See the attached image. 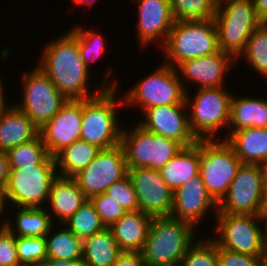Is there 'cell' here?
Segmentation results:
<instances>
[{
  "label": "cell",
  "mask_w": 267,
  "mask_h": 266,
  "mask_svg": "<svg viewBox=\"0 0 267 266\" xmlns=\"http://www.w3.org/2000/svg\"><path fill=\"white\" fill-rule=\"evenodd\" d=\"M128 90L122 95L124 106L132 105L133 108L139 105L142 108L141 113L150 107L186 104V90L176 68L164 62Z\"/></svg>",
  "instance_id": "9c48e42d"
},
{
  "label": "cell",
  "mask_w": 267,
  "mask_h": 266,
  "mask_svg": "<svg viewBox=\"0 0 267 266\" xmlns=\"http://www.w3.org/2000/svg\"><path fill=\"white\" fill-rule=\"evenodd\" d=\"M39 128L13 103L0 114V151L9 149L34 139Z\"/></svg>",
  "instance_id": "603a6c76"
},
{
  "label": "cell",
  "mask_w": 267,
  "mask_h": 266,
  "mask_svg": "<svg viewBox=\"0 0 267 266\" xmlns=\"http://www.w3.org/2000/svg\"><path fill=\"white\" fill-rule=\"evenodd\" d=\"M234 95L231 99L230 120L228 129L225 131L233 133L250 127H267V98Z\"/></svg>",
  "instance_id": "d4e9b609"
},
{
  "label": "cell",
  "mask_w": 267,
  "mask_h": 266,
  "mask_svg": "<svg viewBox=\"0 0 267 266\" xmlns=\"http://www.w3.org/2000/svg\"><path fill=\"white\" fill-rule=\"evenodd\" d=\"M63 225L82 240L105 228L89 199Z\"/></svg>",
  "instance_id": "d6a6232c"
},
{
  "label": "cell",
  "mask_w": 267,
  "mask_h": 266,
  "mask_svg": "<svg viewBox=\"0 0 267 266\" xmlns=\"http://www.w3.org/2000/svg\"><path fill=\"white\" fill-rule=\"evenodd\" d=\"M198 230L173 217L152 218L141 251L146 266H180Z\"/></svg>",
  "instance_id": "7a4b0ae2"
},
{
  "label": "cell",
  "mask_w": 267,
  "mask_h": 266,
  "mask_svg": "<svg viewBox=\"0 0 267 266\" xmlns=\"http://www.w3.org/2000/svg\"><path fill=\"white\" fill-rule=\"evenodd\" d=\"M16 209L14 224L7 220L6 228L15 236L19 237H46L51 228L56 225L47 207H12ZM14 226V227H13Z\"/></svg>",
  "instance_id": "4316f807"
},
{
  "label": "cell",
  "mask_w": 267,
  "mask_h": 266,
  "mask_svg": "<svg viewBox=\"0 0 267 266\" xmlns=\"http://www.w3.org/2000/svg\"><path fill=\"white\" fill-rule=\"evenodd\" d=\"M118 87H106L101 93L83 99V118L80 139L100 149H110L120 144L123 126L117 110L124 106L123 96L117 98ZM118 107V109H117Z\"/></svg>",
  "instance_id": "3957f363"
},
{
  "label": "cell",
  "mask_w": 267,
  "mask_h": 266,
  "mask_svg": "<svg viewBox=\"0 0 267 266\" xmlns=\"http://www.w3.org/2000/svg\"><path fill=\"white\" fill-rule=\"evenodd\" d=\"M138 7L137 28L141 48L159 42L161 48L166 43L175 23L169 0H136Z\"/></svg>",
  "instance_id": "ffe728a7"
},
{
  "label": "cell",
  "mask_w": 267,
  "mask_h": 266,
  "mask_svg": "<svg viewBox=\"0 0 267 266\" xmlns=\"http://www.w3.org/2000/svg\"><path fill=\"white\" fill-rule=\"evenodd\" d=\"M218 266H263V256L233 252L217 245Z\"/></svg>",
  "instance_id": "ab89813d"
},
{
  "label": "cell",
  "mask_w": 267,
  "mask_h": 266,
  "mask_svg": "<svg viewBox=\"0 0 267 266\" xmlns=\"http://www.w3.org/2000/svg\"><path fill=\"white\" fill-rule=\"evenodd\" d=\"M121 253L109 227L82 241L84 266H113Z\"/></svg>",
  "instance_id": "83f0119b"
},
{
  "label": "cell",
  "mask_w": 267,
  "mask_h": 266,
  "mask_svg": "<svg viewBox=\"0 0 267 266\" xmlns=\"http://www.w3.org/2000/svg\"><path fill=\"white\" fill-rule=\"evenodd\" d=\"M224 87L197 89L194 97L186 92L189 126L197 140L218 139V132L228 128L233 94Z\"/></svg>",
  "instance_id": "8992f818"
},
{
  "label": "cell",
  "mask_w": 267,
  "mask_h": 266,
  "mask_svg": "<svg viewBox=\"0 0 267 266\" xmlns=\"http://www.w3.org/2000/svg\"><path fill=\"white\" fill-rule=\"evenodd\" d=\"M0 76V114L8 110L12 105L8 104L6 94L4 91V85Z\"/></svg>",
  "instance_id": "c3c4849f"
},
{
  "label": "cell",
  "mask_w": 267,
  "mask_h": 266,
  "mask_svg": "<svg viewBox=\"0 0 267 266\" xmlns=\"http://www.w3.org/2000/svg\"><path fill=\"white\" fill-rule=\"evenodd\" d=\"M128 175L122 146L101 149L93 161L73 178L87 199L105 193L106 189Z\"/></svg>",
  "instance_id": "5bb4252c"
},
{
  "label": "cell",
  "mask_w": 267,
  "mask_h": 266,
  "mask_svg": "<svg viewBox=\"0 0 267 266\" xmlns=\"http://www.w3.org/2000/svg\"><path fill=\"white\" fill-rule=\"evenodd\" d=\"M129 130L122 128L120 139L128 169L161 170L184 147L175 140L145 130L139 124Z\"/></svg>",
  "instance_id": "ba28073f"
},
{
  "label": "cell",
  "mask_w": 267,
  "mask_h": 266,
  "mask_svg": "<svg viewBox=\"0 0 267 266\" xmlns=\"http://www.w3.org/2000/svg\"><path fill=\"white\" fill-rule=\"evenodd\" d=\"M188 112L186 104L150 107L143 112L144 119L138 124L187 147L197 142L190 130Z\"/></svg>",
  "instance_id": "e0dca14e"
},
{
  "label": "cell",
  "mask_w": 267,
  "mask_h": 266,
  "mask_svg": "<svg viewBox=\"0 0 267 266\" xmlns=\"http://www.w3.org/2000/svg\"><path fill=\"white\" fill-rule=\"evenodd\" d=\"M200 140L183 147L164 167L159 170L162 178L174 192L200 171Z\"/></svg>",
  "instance_id": "484cf974"
},
{
  "label": "cell",
  "mask_w": 267,
  "mask_h": 266,
  "mask_svg": "<svg viewBox=\"0 0 267 266\" xmlns=\"http://www.w3.org/2000/svg\"><path fill=\"white\" fill-rule=\"evenodd\" d=\"M266 184L261 165L242 163L226 195L218 203V213L259 215Z\"/></svg>",
  "instance_id": "7c38bea8"
},
{
  "label": "cell",
  "mask_w": 267,
  "mask_h": 266,
  "mask_svg": "<svg viewBox=\"0 0 267 266\" xmlns=\"http://www.w3.org/2000/svg\"><path fill=\"white\" fill-rule=\"evenodd\" d=\"M215 219L214 230L218 236L212 239L219 247L251 256H263L259 215L217 213Z\"/></svg>",
  "instance_id": "4fadbf2b"
},
{
  "label": "cell",
  "mask_w": 267,
  "mask_h": 266,
  "mask_svg": "<svg viewBox=\"0 0 267 266\" xmlns=\"http://www.w3.org/2000/svg\"><path fill=\"white\" fill-rule=\"evenodd\" d=\"M7 206L8 205H7L5 196H4L3 192H0V225H1L0 226V230L5 229L6 226H7V219H8V217L5 218V220H3V218H2L4 216V214H5V212L7 211V209H6Z\"/></svg>",
  "instance_id": "7dc6e473"
},
{
  "label": "cell",
  "mask_w": 267,
  "mask_h": 266,
  "mask_svg": "<svg viewBox=\"0 0 267 266\" xmlns=\"http://www.w3.org/2000/svg\"><path fill=\"white\" fill-rule=\"evenodd\" d=\"M100 148L84 140H75L58 152L55 158L59 175L73 177L86 168L100 152Z\"/></svg>",
  "instance_id": "f1b7e54d"
},
{
  "label": "cell",
  "mask_w": 267,
  "mask_h": 266,
  "mask_svg": "<svg viewBox=\"0 0 267 266\" xmlns=\"http://www.w3.org/2000/svg\"><path fill=\"white\" fill-rule=\"evenodd\" d=\"M16 250L21 266H40L47 258L45 237L16 236Z\"/></svg>",
  "instance_id": "8d00e7d4"
},
{
  "label": "cell",
  "mask_w": 267,
  "mask_h": 266,
  "mask_svg": "<svg viewBox=\"0 0 267 266\" xmlns=\"http://www.w3.org/2000/svg\"><path fill=\"white\" fill-rule=\"evenodd\" d=\"M87 200L73 177L57 174L51 182L47 212L55 224V217L64 224Z\"/></svg>",
  "instance_id": "44dd1931"
},
{
  "label": "cell",
  "mask_w": 267,
  "mask_h": 266,
  "mask_svg": "<svg viewBox=\"0 0 267 266\" xmlns=\"http://www.w3.org/2000/svg\"><path fill=\"white\" fill-rule=\"evenodd\" d=\"M67 31L46 43L41 54L43 56L36 65L51 79L57 90L68 100H83L95 97L106 87L119 86L117 80L108 81L113 74L110 68L104 75L103 86L97 87L95 93L90 90V70L81 58L76 35L69 29Z\"/></svg>",
  "instance_id": "6da1fadb"
},
{
  "label": "cell",
  "mask_w": 267,
  "mask_h": 266,
  "mask_svg": "<svg viewBox=\"0 0 267 266\" xmlns=\"http://www.w3.org/2000/svg\"><path fill=\"white\" fill-rule=\"evenodd\" d=\"M89 200L93 204L105 227H110L126 213L113 198L105 193L95 195Z\"/></svg>",
  "instance_id": "f35d334b"
},
{
  "label": "cell",
  "mask_w": 267,
  "mask_h": 266,
  "mask_svg": "<svg viewBox=\"0 0 267 266\" xmlns=\"http://www.w3.org/2000/svg\"><path fill=\"white\" fill-rule=\"evenodd\" d=\"M263 266H267V261L265 260V262L263 263Z\"/></svg>",
  "instance_id": "f5cc1de1"
},
{
  "label": "cell",
  "mask_w": 267,
  "mask_h": 266,
  "mask_svg": "<svg viewBox=\"0 0 267 266\" xmlns=\"http://www.w3.org/2000/svg\"><path fill=\"white\" fill-rule=\"evenodd\" d=\"M40 266H84L82 260H62L46 258Z\"/></svg>",
  "instance_id": "ee69618b"
},
{
  "label": "cell",
  "mask_w": 267,
  "mask_h": 266,
  "mask_svg": "<svg viewBox=\"0 0 267 266\" xmlns=\"http://www.w3.org/2000/svg\"><path fill=\"white\" fill-rule=\"evenodd\" d=\"M6 154L9 169L38 165L48 155L39 134L34 139L9 149Z\"/></svg>",
  "instance_id": "836d02e7"
},
{
  "label": "cell",
  "mask_w": 267,
  "mask_h": 266,
  "mask_svg": "<svg viewBox=\"0 0 267 266\" xmlns=\"http://www.w3.org/2000/svg\"><path fill=\"white\" fill-rule=\"evenodd\" d=\"M260 213H267V184L264 190L263 205Z\"/></svg>",
  "instance_id": "681fc988"
},
{
  "label": "cell",
  "mask_w": 267,
  "mask_h": 266,
  "mask_svg": "<svg viewBox=\"0 0 267 266\" xmlns=\"http://www.w3.org/2000/svg\"><path fill=\"white\" fill-rule=\"evenodd\" d=\"M214 21L218 31V49L235 60L239 59L248 39L262 23L254 0H218Z\"/></svg>",
  "instance_id": "5b68a950"
},
{
  "label": "cell",
  "mask_w": 267,
  "mask_h": 266,
  "mask_svg": "<svg viewBox=\"0 0 267 266\" xmlns=\"http://www.w3.org/2000/svg\"><path fill=\"white\" fill-rule=\"evenodd\" d=\"M152 217L141 212H126L109 228L122 251L141 252L147 239Z\"/></svg>",
  "instance_id": "7402d4cb"
},
{
  "label": "cell",
  "mask_w": 267,
  "mask_h": 266,
  "mask_svg": "<svg viewBox=\"0 0 267 266\" xmlns=\"http://www.w3.org/2000/svg\"><path fill=\"white\" fill-rule=\"evenodd\" d=\"M163 49L164 63L176 67L184 60L208 56L219 51L214 18L175 21Z\"/></svg>",
  "instance_id": "277c9868"
},
{
  "label": "cell",
  "mask_w": 267,
  "mask_h": 266,
  "mask_svg": "<svg viewBox=\"0 0 267 266\" xmlns=\"http://www.w3.org/2000/svg\"><path fill=\"white\" fill-rule=\"evenodd\" d=\"M9 177V163L6 152L0 151V192H3Z\"/></svg>",
  "instance_id": "7bdbcfd3"
},
{
  "label": "cell",
  "mask_w": 267,
  "mask_h": 266,
  "mask_svg": "<svg viewBox=\"0 0 267 266\" xmlns=\"http://www.w3.org/2000/svg\"><path fill=\"white\" fill-rule=\"evenodd\" d=\"M254 3L259 19L267 22V0H254Z\"/></svg>",
  "instance_id": "f6af8a7d"
},
{
  "label": "cell",
  "mask_w": 267,
  "mask_h": 266,
  "mask_svg": "<svg viewBox=\"0 0 267 266\" xmlns=\"http://www.w3.org/2000/svg\"><path fill=\"white\" fill-rule=\"evenodd\" d=\"M260 220L264 221L262 227V244H263V258L267 261V213L259 214Z\"/></svg>",
  "instance_id": "bcb514c9"
},
{
  "label": "cell",
  "mask_w": 267,
  "mask_h": 266,
  "mask_svg": "<svg viewBox=\"0 0 267 266\" xmlns=\"http://www.w3.org/2000/svg\"><path fill=\"white\" fill-rule=\"evenodd\" d=\"M0 266H21L16 250V236L7 228L0 230Z\"/></svg>",
  "instance_id": "60d3db41"
},
{
  "label": "cell",
  "mask_w": 267,
  "mask_h": 266,
  "mask_svg": "<svg viewBox=\"0 0 267 266\" xmlns=\"http://www.w3.org/2000/svg\"><path fill=\"white\" fill-rule=\"evenodd\" d=\"M244 164L261 165L267 158V127H250L223 137Z\"/></svg>",
  "instance_id": "cb8c5ba5"
},
{
  "label": "cell",
  "mask_w": 267,
  "mask_h": 266,
  "mask_svg": "<svg viewBox=\"0 0 267 266\" xmlns=\"http://www.w3.org/2000/svg\"><path fill=\"white\" fill-rule=\"evenodd\" d=\"M263 174L265 175V178L267 180V158L264 160V162L261 164Z\"/></svg>",
  "instance_id": "816d5d0a"
},
{
  "label": "cell",
  "mask_w": 267,
  "mask_h": 266,
  "mask_svg": "<svg viewBox=\"0 0 267 266\" xmlns=\"http://www.w3.org/2000/svg\"><path fill=\"white\" fill-rule=\"evenodd\" d=\"M97 0H73V4L75 3L76 5H80V4H84L88 6L90 5V7H92L91 5L96 3Z\"/></svg>",
  "instance_id": "f907efd6"
},
{
  "label": "cell",
  "mask_w": 267,
  "mask_h": 266,
  "mask_svg": "<svg viewBox=\"0 0 267 266\" xmlns=\"http://www.w3.org/2000/svg\"><path fill=\"white\" fill-rule=\"evenodd\" d=\"M235 61L231 55L219 50L208 56L184 60L175 68L187 92L188 88L184 84L187 80L198 84L197 89L222 87L226 81L224 78L231 68H234Z\"/></svg>",
  "instance_id": "d6986e66"
},
{
  "label": "cell",
  "mask_w": 267,
  "mask_h": 266,
  "mask_svg": "<svg viewBox=\"0 0 267 266\" xmlns=\"http://www.w3.org/2000/svg\"><path fill=\"white\" fill-rule=\"evenodd\" d=\"M252 66L257 74L267 79V22H262L248 39L243 53L239 56Z\"/></svg>",
  "instance_id": "4dcf8cb0"
},
{
  "label": "cell",
  "mask_w": 267,
  "mask_h": 266,
  "mask_svg": "<svg viewBox=\"0 0 267 266\" xmlns=\"http://www.w3.org/2000/svg\"><path fill=\"white\" fill-rule=\"evenodd\" d=\"M53 226L46 235L47 258L62 260H82V239L78 238L65 225ZM54 232V233H53Z\"/></svg>",
  "instance_id": "f546056e"
},
{
  "label": "cell",
  "mask_w": 267,
  "mask_h": 266,
  "mask_svg": "<svg viewBox=\"0 0 267 266\" xmlns=\"http://www.w3.org/2000/svg\"><path fill=\"white\" fill-rule=\"evenodd\" d=\"M175 21L209 20L215 17L218 0H169Z\"/></svg>",
  "instance_id": "1f68e13d"
},
{
  "label": "cell",
  "mask_w": 267,
  "mask_h": 266,
  "mask_svg": "<svg viewBox=\"0 0 267 266\" xmlns=\"http://www.w3.org/2000/svg\"><path fill=\"white\" fill-rule=\"evenodd\" d=\"M211 211L215 218L218 203L208 193L201 176L196 175L174 191L173 207L169 216L198 228L199 221L208 217L207 214Z\"/></svg>",
  "instance_id": "ac0fdd59"
},
{
  "label": "cell",
  "mask_w": 267,
  "mask_h": 266,
  "mask_svg": "<svg viewBox=\"0 0 267 266\" xmlns=\"http://www.w3.org/2000/svg\"><path fill=\"white\" fill-rule=\"evenodd\" d=\"M204 237L189 247L180 266H218L217 244L212 237Z\"/></svg>",
  "instance_id": "d590c367"
},
{
  "label": "cell",
  "mask_w": 267,
  "mask_h": 266,
  "mask_svg": "<svg viewBox=\"0 0 267 266\" xmlns=\"http://www.w3.org/2000/svg\"><path fill=\"white\" fill-rule=\"evenodd\" d=\"M139 210L152 218L168 217L173 207V194L159 170L152 168L128 169Z\"/></svg>",
  "instance_id": "9a60e30c"
},
{
  "label": "cell",
  "mask_w": 267,
  "mask_h": 266,
  "mask_svg": "<svg viewBox=\"0 0 267 266\" xmlns=\"http://www.w3.org/2000/svg\"><path fill=\"white\" fill-rule=\"evenodd\" d=\"M105 194L113 198L126 212L139 210L137 194L128 175L110 185Z\"/></svg>",
  "instance_id": "74e56055"
},
{
  "label": "cell",
  "mask_w": 267,
  "mask_h": 266,
  "mask_svg": "<svg viewBox=\"0 0 267 266\" xmlns=\"http://www.w3.org/2000/svg\"><path fill=\"white\" fill-rule=\"evenodd\" d=\"M200 140L199 175L211 197L219 203L242 164L225 139ZM221 139V140H220Z\"/></svg>",
  "instance_id": "30bf717a"
},
{
  "label": "cell",
  "mask_w": 267,
  "mask_h": 266,
  "mask_svg": "<svg viewBox=\"0 0 267 266\" xmlns=\"http://www.w3.org/2000/svg\"><path fill=\"white\" fill-rule=\"evenodd\" d=\"M82 118L83 100H68L39 128V136L48 155L54 157L63 148L80 139Z\"/></svg>",
  "instance_id": "2e32d148"
},
{
  "label": "cell",
  "mask_w": 267,
  "mask_h": 266,
  "mask_svg": "<svg viewBox=\"0 0 267 266\" xmlns=\"http://www.w3.org/2000/svg\"><path fill=\"white\" fill-rule=\"evenodd\" d=\"M58 174L55 158L47 155L38 165L9 169L3 194L12 207H47L51 182Z\"/></svg>",
  "instance_id": "52a82bcc"
},
{
  "label": "cell",
  "mask_w": 267,
  "mask_h": 266,
  "mask_svg": "<svg viewBox=\"0 0 267 266\" xmlns=\"http://www.w3.org/2000/svg\"><path fill=\"white\" fill-rule=\"evenodd\" d=\"M70 30L76 35L81 58L90 70V62H95L98 58L103 57L102 54L106 49L104 35L102 36L100 32L87 30L79 25L70 28Z\"/></svg>",
  "instance_id": "e575fe53"
},
{
  "label": "cell",
  "mask_w": 267,
  "mask_h": 266,
  "mask_svg": "<svg viewBox=\"0 0 267 266\" xmlns=\"http://www.w3.org/2000/svg\"><path fill=\"white\" fill-rule=\"evenodd\" d=\"M113 266H146L141 252L122 251Z\"/></svg>",
  "instance_id": "b9f144b4"
},
{
  "label": "cell",
  "mask_w": 267,
  "mask_h": 266,
  "mask_svg": "<svg viewBox=\"0 0 267 266\" xmlns=\"http://www.w3.org/2000/svg\"><path fill=\"white\" fill-rule=\"evenodd\" d=\"M29 71V72H28ZM22 75V103L14 105L24 112L40 128L68 101L57 90L51 79L35 65Z\"/></svg>",
  "instance_id": "8fae6325"
}]
</instances>
